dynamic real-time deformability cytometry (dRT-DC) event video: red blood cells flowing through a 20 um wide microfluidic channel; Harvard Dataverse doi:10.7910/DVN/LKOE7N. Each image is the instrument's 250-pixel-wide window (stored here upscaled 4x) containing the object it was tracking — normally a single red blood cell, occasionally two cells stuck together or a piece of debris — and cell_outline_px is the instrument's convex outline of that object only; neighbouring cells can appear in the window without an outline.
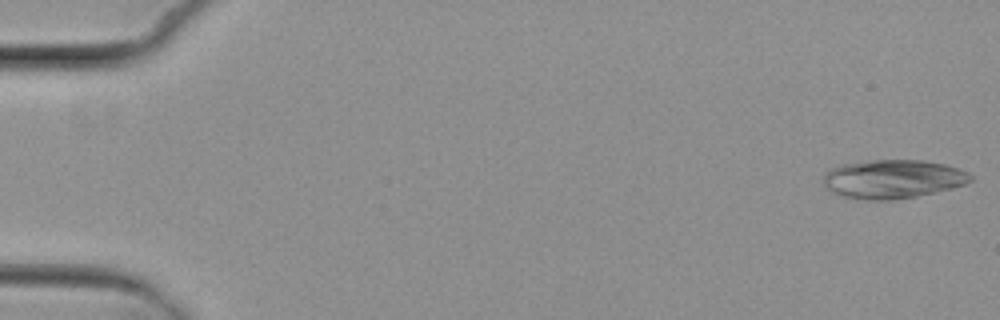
{"species": "common noctule bat (a hibernating species)", "species_latin": "Nyctalus noctula", "temperature_condition": "cold", "stored_images_in_passage": 4, "camera_frame_rate_fps": 3000, "um_per_image_px": 0.085, "animal": {"sex": "female", "body_mass_g": 29.2, "forearm_length_mm": 56.3}, "frame": {"image": 1, "passage_image": 1, "time_ms": 0.0, "image_size_px": [1000, 320], "cell_outline_px": [[972, 180], [964, 184], [952, 188], [916, 196], [896, 200], [856, 200], [832, 192], [824, 188], [824, 172], [840, 164], [872, 160], [924, 160], [944, 164], [968, 172], [972, 176]], "centroid_in_image_um": [75.85, 15.22], "position_along_channel_um": 9.2, "area_um2": 33.41}}